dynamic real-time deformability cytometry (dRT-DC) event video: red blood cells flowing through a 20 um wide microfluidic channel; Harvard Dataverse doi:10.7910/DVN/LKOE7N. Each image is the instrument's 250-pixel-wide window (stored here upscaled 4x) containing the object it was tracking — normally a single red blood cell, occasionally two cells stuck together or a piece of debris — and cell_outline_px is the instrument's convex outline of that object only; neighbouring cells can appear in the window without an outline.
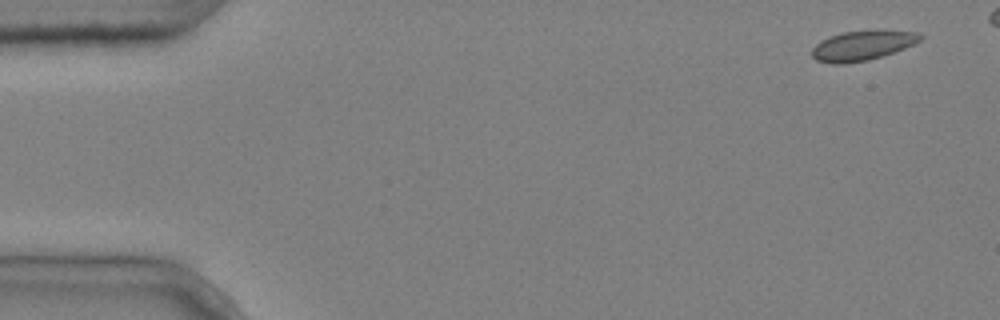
{"species": "common noctule bat (a hibernating species)", "species_latin": "Nyctalus noctula", "temperature_condition": "cold", "stored_images_in_passage": 3, "camera_frame_rate_fps": 3000, "um_per_image_px": 0.085, "animal": {"sex": "male", "body_mass_g": 20.4}, "frame": {"image": 1, "passage_image": 1, "time_ms": 0.0, "image_size_px": [1000, 320], "cell_outline_px": [[924, 36], [920, 40], [904, 48], [868, 60], [844, 64], [832, 64], [816, 60], [812, 56], [812, 48], [820, 40], [828, 36], [844, 32], [916, 32]], "centroid_in_image_um": [73.2, 3.91], "position_along_channel_um": 11.8, "area_um2": 18.09}}